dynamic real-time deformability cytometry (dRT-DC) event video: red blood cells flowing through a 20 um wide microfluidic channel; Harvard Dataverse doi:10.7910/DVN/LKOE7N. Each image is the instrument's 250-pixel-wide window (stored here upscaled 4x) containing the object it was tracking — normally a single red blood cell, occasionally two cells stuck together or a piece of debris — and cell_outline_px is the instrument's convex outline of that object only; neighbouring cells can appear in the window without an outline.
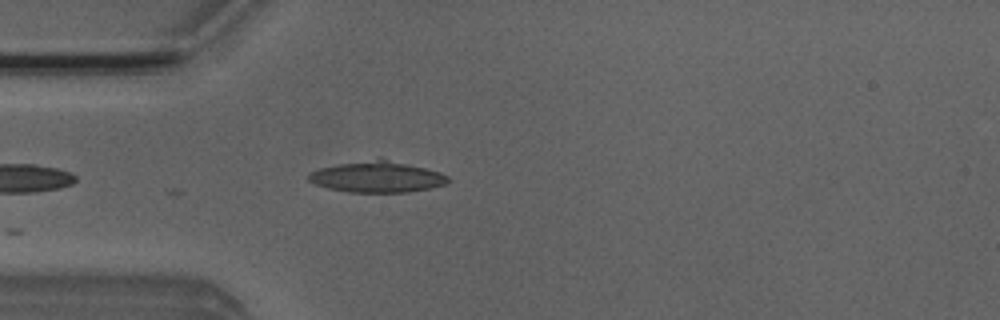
{"species": "Egyptian fruit bat (a non-hibernating species)", "species_latin": "Rousettus aegyptiacus", "temperature_condition": "room temperature", "stored_images_in_passage": 4, "camera_frame_rate_fps": 3000, "um_per_image_px": 0.085, "animal": {"sex": "male"}, "frame": {"image": 1, "passage_image": 4, "time_ms": 1.0, "image_size_px": [1000, 320], "cell_outline_px": [[452, 180], [444, 184], [428, 188], [408, 192], [348, 192], [328, 188], [316, 184], [308, 180], [308, 172], [320, 168], [380, 156], [440, 172], [448, 176]], "centroid_in_image_um": [32.06, 15.01], "position_along_channel_um": 52.9, "area_um2": 25.55}}